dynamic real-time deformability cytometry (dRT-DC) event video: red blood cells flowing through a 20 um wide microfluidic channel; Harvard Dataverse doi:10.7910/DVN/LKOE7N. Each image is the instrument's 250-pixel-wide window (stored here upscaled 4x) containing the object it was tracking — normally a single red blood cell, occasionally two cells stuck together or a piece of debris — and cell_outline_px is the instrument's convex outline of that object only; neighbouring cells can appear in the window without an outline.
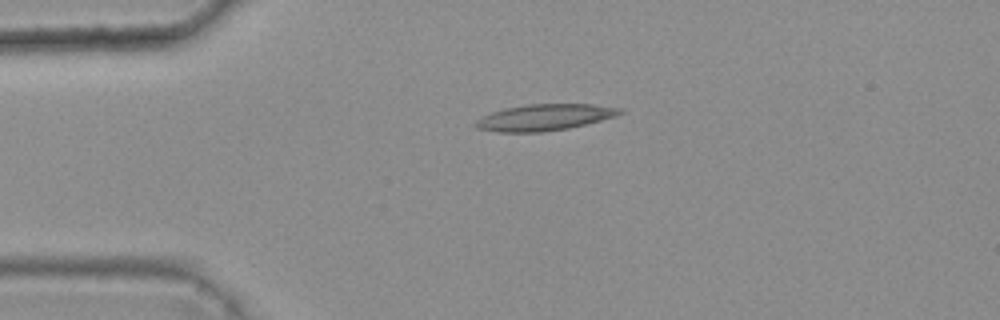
{"species": "common noctule bat (a hibernating species)", "species_latin": "Nyctalus noctula", "temperature_condition": "warm", "stored_images_in_passage": 3, "camera_frame_rate_fps": 3000, "um_per_image_px": 0.085, "animal": {"sex": "female", "body_mass_g": 25.1}, "frame": {"image": 1, "passage_image": 1, "time_ms": 0.0, "image_size_px": [1000, 320], "cell_outline_px": [[624, 112], [616, 116], [568, 128], [540, 132], [500, 132], [476, 128], [472, 124], [476, 120], [492, 112], [504, 108], [528, 104], [592, 104], [624, 108]], "centroid_in_image_um": [46.29, 9.97], "position_along_channel_um": 38.7, "area_um2": 22.08}}
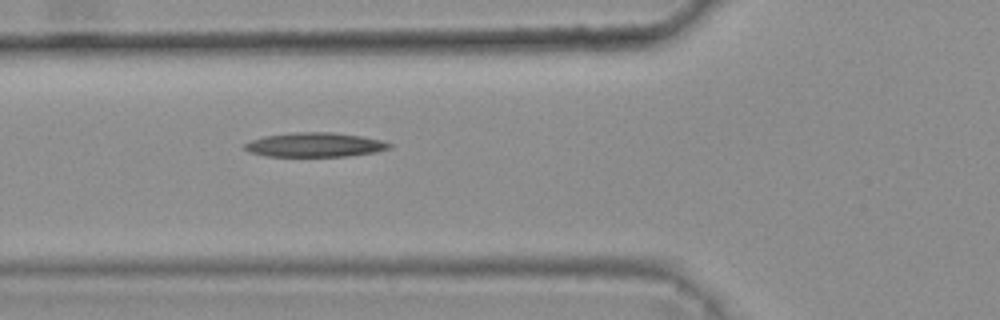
{"frame": {"image": 2, "passage_image": 3, "time_ms": 0.667, "image_size_px": [1000, 320], "cell_outline_px": [[392, 148], [376, 152], [348, 156], [268, 156], [248, 152], [244, 148], [244, 144], [252, 140], [264, 136], [296, 132], [332, 132], [360, 136], [384, 140], [392, 144]], "centroid_in_image_um": [26.8, 12.31], "position_along_channel_um": 99.0, "area_um2": 20.52}}